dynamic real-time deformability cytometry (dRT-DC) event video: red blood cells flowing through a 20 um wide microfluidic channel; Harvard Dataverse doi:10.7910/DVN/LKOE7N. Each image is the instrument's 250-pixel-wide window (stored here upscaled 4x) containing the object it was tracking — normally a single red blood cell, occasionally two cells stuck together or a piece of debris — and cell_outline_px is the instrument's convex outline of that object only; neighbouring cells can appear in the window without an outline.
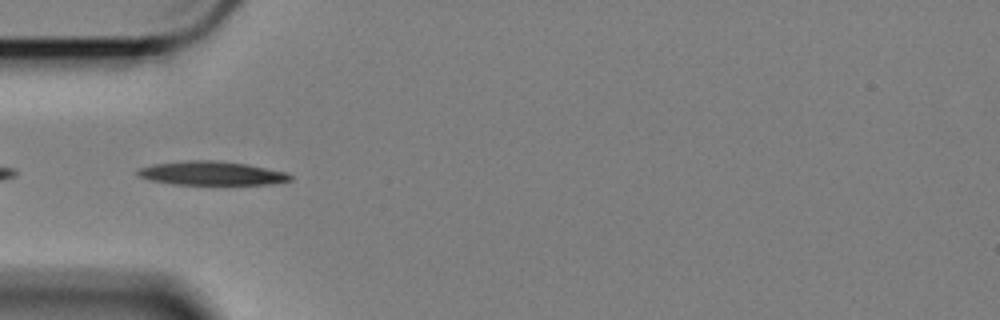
{"species": "Egyptian fruit bat (a non-hibernating species)", "species_latin": "Rousettus aegyptiacus", "temperature_condition": "cold", "stored_images_in_passage": 42, "camera_frame_rate_fps": 3000, "um_per_image_px": 0.085, "animal": {"sex": "female"}, "frame": {"image": 1, "passage_image": 2, "time_ms": 0.333, "image_size_px": [1000, 320], "cell_outline_px": [[292, 180], [272, 184], [172, 184], [148, 180], [136, 176], [136, 172], [140, 168], [156, 164], [188, 160], [216, 160], [248, 164], [284, 172], [292, 176]], "centroid_in_image_um": [17.96, 14.73], "position_along_channel_um": 67.0, "area_um2": 21.1}}
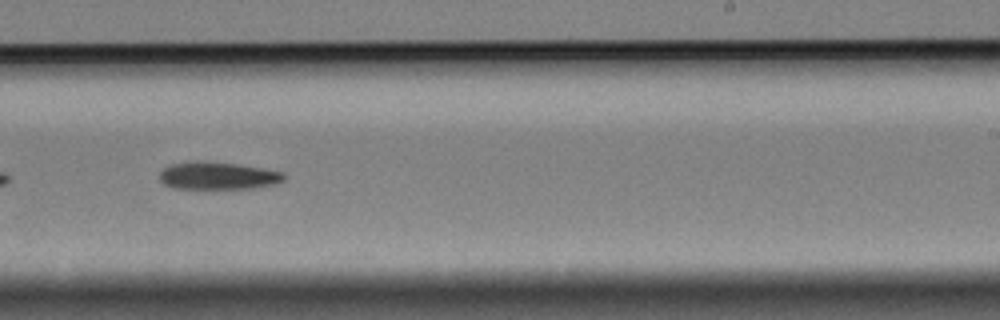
{"frame": {"image": 2, "passage_image": 20, "time_ms": 6.333, "image_size_px": [1000, 320], "cell_outline_px": [[288, 176], [284, 180], [276, 184], [256, 188], [172, 188], [164, 184], [160, 180], [160, 172], [164, 168], [172, 164], [196, 160], [204, 160], [236, 164], [264, 168], [284, 172]], "centroid_in_image_um": [18.56, 14.93], "position_along_channel_um": 270.4, "area_um2": 20.17}}
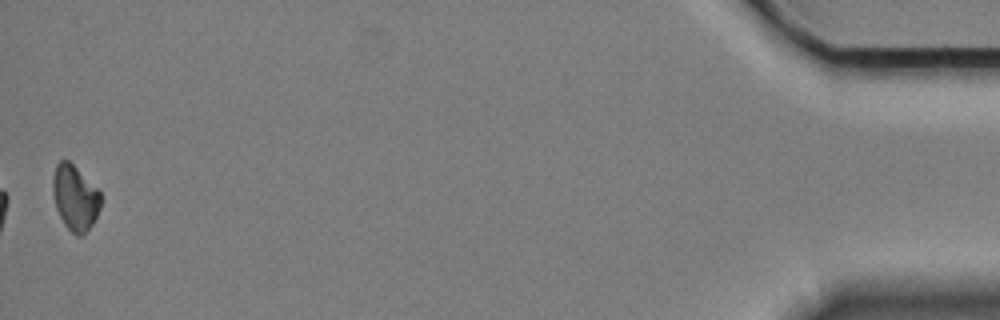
{"frame": {"image": 3, "passage_image": 42, "time_ms": 13.667, "image_size_px": [1000, 320], "cell_outline_px": [[100, 208], [92, 224], [80, 236], [76, 236], [64, 224], [56, 208], [52, 192], [52, 180], [56, 164], [60, 160], [68, 160], [100, 192]], "centroid_in_image_um": [6.35, 16.8], "position_along_channel_um": 428.9, "area_um2": 17.86}, "authors_computed_cell_mechanics": {"area_um2": 20.2011, "velocity_mm_per_s": 3.3841, "shape_relaxation_time_tau1_ms": 4.1144, "shape_relaxation_time_tau2_ms": null, "deformation_change_tau1": 0.1016, "deformation_change_tau2": null}}